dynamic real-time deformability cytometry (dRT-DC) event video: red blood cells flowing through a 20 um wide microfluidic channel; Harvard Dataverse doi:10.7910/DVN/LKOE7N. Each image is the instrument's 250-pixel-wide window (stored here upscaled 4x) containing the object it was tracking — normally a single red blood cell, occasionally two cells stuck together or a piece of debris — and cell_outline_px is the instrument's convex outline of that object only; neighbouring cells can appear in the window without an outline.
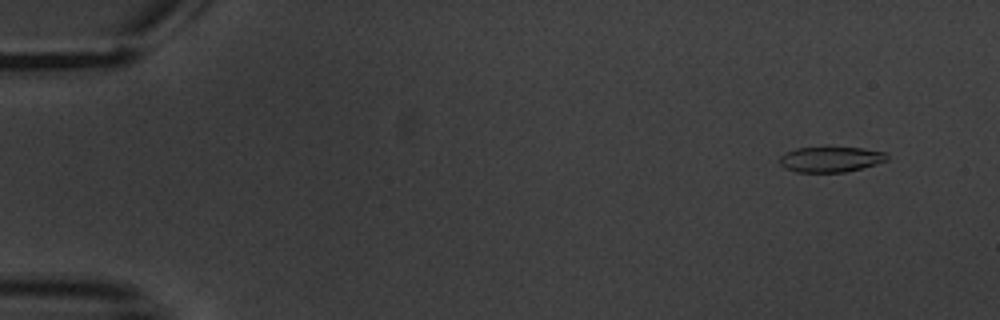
{"species": "common noctule bat (a hibernating species)", "species_latin": "Nyctalus noctula", "temperature_condition": "warm", "stored_images_in_passage": 8, "camera_frame_rate_fps": 3000, "um_per_image_px": 0.085, "animal": {"sex": "male", "body_mass_g": 20.1, "forearm_length_mm": 53.5}, "frame": {"image": 1, "passage_image": 2, "time_ms": 1.0, "image_size_px": [1000, 320], "cell_outline_px": [[888, 160], [876, 164], [844, 172], [796, 172], [780, 164], [780, 156], [784, 152], [796, 148], [824, 144], [864, 148], [888, 152]], "centroid_in_image_um": [70.62, 13.47], "position_along_channel_um": 14.4, "area_um2": 16.76}}
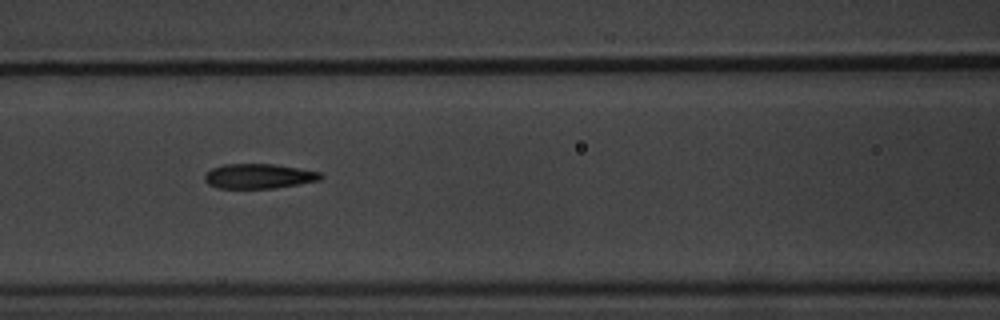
{"frame": {"image": 2, "passage_image": 8, "time_ms": 8.333, "image_size_px": [1000, 320], "cell_outline_px": [[324, 176], [320, 180], [276, 188], [216, 188], [208, 184], [204, 180], [204, 176], [212, 168], [224, 164], [276, 164], [320, 172]], "centroid_in_image_um": [21.99, 14.97], "position_along_channel_um": 144.6, "area_um2": 16.76}}